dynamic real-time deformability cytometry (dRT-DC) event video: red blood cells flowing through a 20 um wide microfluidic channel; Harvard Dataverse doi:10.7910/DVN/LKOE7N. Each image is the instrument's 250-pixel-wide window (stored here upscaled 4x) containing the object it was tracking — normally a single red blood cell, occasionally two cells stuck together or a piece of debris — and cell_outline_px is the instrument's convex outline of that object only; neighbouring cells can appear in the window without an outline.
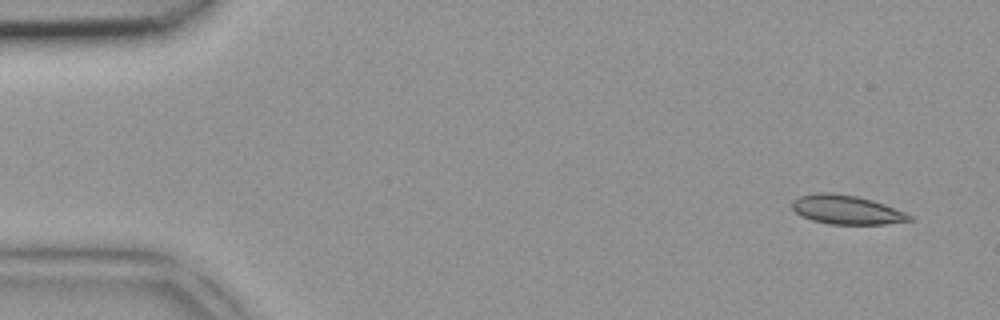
{"species": "common noctule bat (a hibernating species)", "species_latin": "Nyctalus noctula", "temperature_condition": "room temperature", "stored_images_in_passage": 5, "camera_frame_rate_fps": 3000, "um_per_image_px": 0.085, "animal": {"sex": "female", "body_mass_g": 18.4}, "frame": {"image": 1, "passage_image": 1, "time_ms": 0.0, "image_size_px": [1000, 320], "cell_outline_px": [[912, 220], [884, 224], [828, 224], [812, 220], [800, 216], [792, 208], [792, 200], [800, 196], [816, 192], [828, 192], [856, 196], [872, 200], [884, 204], [904, 212], [912, 216]], "centroid_in_image_um": [71.91, 17.83], "position_along_channel_um": 13.1, "area_um2": 19.77}}
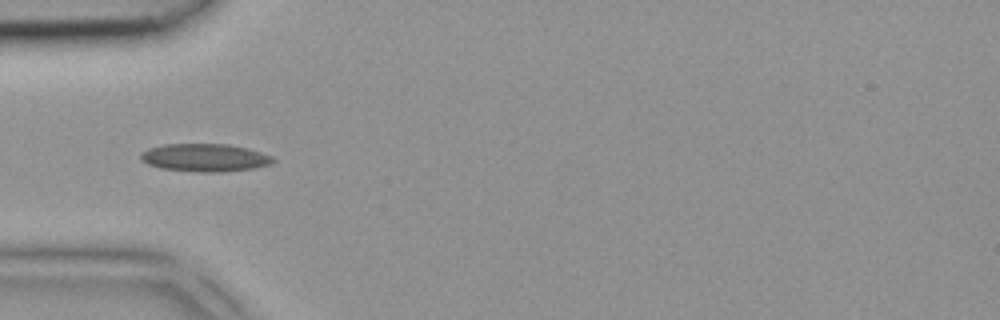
{"frame": {"image": 2, "passage_image": 4, "time_ms": 1.0, "image_size_px": [1000, 320], "cell_outline_px": [[276, 160], [272, 164], [252, 168], [220, 172], [200, 172], [160, 168], [148, 164], [140, 160], [140, 152], [148, 148], [164, 144], [228, 144], [260, 152], [272, 156]], "centroid_in_image_um": [17.37, 13.4], "position_along_channel_um": 67.6, "area_um2": 21.44}}